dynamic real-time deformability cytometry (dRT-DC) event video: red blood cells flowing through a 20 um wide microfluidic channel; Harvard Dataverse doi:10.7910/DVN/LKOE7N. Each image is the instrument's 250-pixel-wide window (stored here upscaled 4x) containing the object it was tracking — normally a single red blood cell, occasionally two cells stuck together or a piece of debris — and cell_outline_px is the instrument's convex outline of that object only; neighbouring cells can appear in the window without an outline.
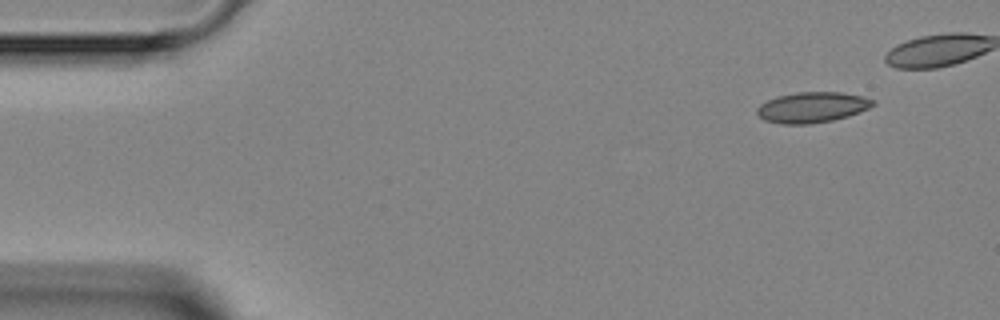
{"species": "Egyptian fruit bat (a non-hibernating species)", "species_latin": "Rousettus aegyptiacus", "temperature_condition": "room temperature", "stored_images_in_passage": 7, "segment_of_instrument_passage": [1, 2], "camera_frame_rate_fps": 3000, "um_per_image_px": 0.085, "animal": {"sex": "female"}, "frame": {"image": 1, "passage_image": 1, "time_ms": 0.0, "image_size_px": [1000, 320], "cell_outline_px": [[876, 104], [860, 112], [848, 116], [832, 120], [808, 124], [780, 124], [764, 120], [756, 112], [756, 108], [760, 104], [776, 96], [796, 92], [840, 92], [860, 96], [876, 100]], "centroid_in_image_um": [69.02, 9.12], "position_along_channel_um": 16.0, "area_um2": 20.69}}
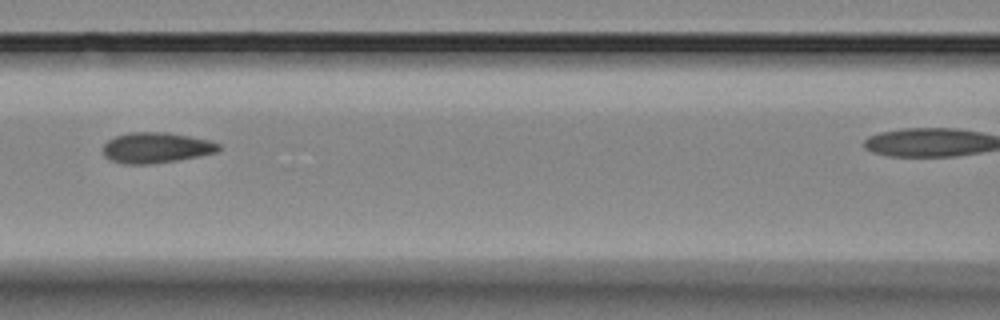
{"frame": {"image": 2, "passage_image": 6, "time_ms": 5.667, "image_size_px": [1000, 320], "cell_outline_px": [[220, 148], [216, 152], [176, 160], [152, 164], [124, 164], [112, 160], [104, 156], [104, 144], [108, 140], [116, 136], [128, 132], [168, 132], [212, 140], [220, 144]], "centroid_in_image_um": [13.28, 12.54], "position_along_channel_um": 153.3, "area_um2": 20.58}}